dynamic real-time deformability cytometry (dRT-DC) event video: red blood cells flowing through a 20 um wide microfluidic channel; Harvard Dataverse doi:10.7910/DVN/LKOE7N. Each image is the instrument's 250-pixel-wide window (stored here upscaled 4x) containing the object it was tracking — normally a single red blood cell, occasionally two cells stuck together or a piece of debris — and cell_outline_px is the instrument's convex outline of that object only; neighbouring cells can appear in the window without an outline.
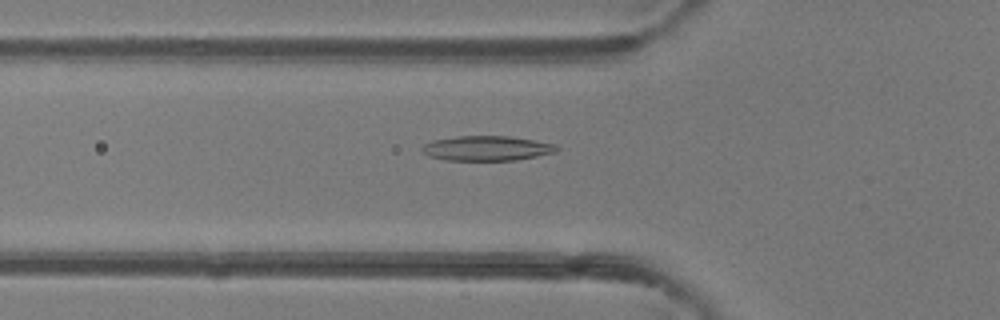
{"species": "common noctule bat (a hibernating species)", "species_latin": "Nyctalus noctula", "temperature_condition": "room temperature", "stored_images_in_passage": 49, "camera_frame_rate_fps": 3000, "um_per_image_px": 0.085, "animal": {"sex": "female"}, "frame": {"image": 1, "passage_image": 17, "time_ms": 5.333, "image_size_px": [1000, 320], "cell_outline_px": [[560, 148], [556, 152], [516, 160], [444, 160], [428, 156], [420, 148], [424, 144], [432, 140], [456, 136], [508, 136], [556, 144]], "centroid_in_image_um": [41.36, 12.6], "position_along_channel_um": 84.4, "area_um2": 19.48}}
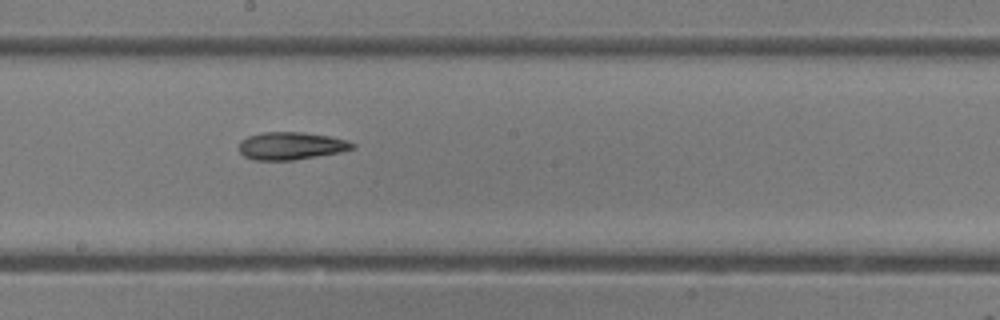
{"frame": {"image": 2, "passage_image": 27, "time_ms": 8.667, "image_size_px": [1000, 320], "cell_outline_px": [[356, 148], [340, 152], [292, 160], [252, 160], [244, 156], [240, 152], [240, 140], [248, 136], [264, 132], [304, 132], [328, 136], [348, 140], [356, 144]], "centroid_in_image_um": [24.75, 12.39], "position_along_channel_um": 223.4, "area_um2": 18.26}}
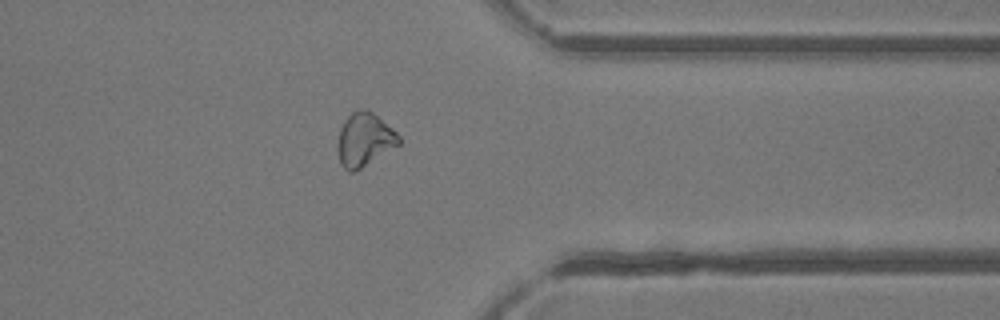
{"frame": {"image": 3, "passage_image": 39, "time_ms": 12.667, "image_size_px": [1000, 320], "cell_outline_px": [[400, 144], [356, 172], [348, 172], [340, 164], [336, 148], [336, 144], [340, 128], [344, 120], [352, 112], [360, 108], [368, 108], [392, 128], [400, 136]], "centroid_in_image_um": [30.95, 11.88], "position_along_channel_um": 380.5, "area_um2": 19.48}, "authors_computed_cell_mechanics": {"area_um2": 19.4786, "velocity_mm_per_s": 4.1423, "shape_relaxation_time_tau1_ms": 4.5212, "shape_relaxation_time_tau2_ms": 8.3235, "deformation_change_tau1": 0.1299, "deformation_change_tau2": 0.2142}}